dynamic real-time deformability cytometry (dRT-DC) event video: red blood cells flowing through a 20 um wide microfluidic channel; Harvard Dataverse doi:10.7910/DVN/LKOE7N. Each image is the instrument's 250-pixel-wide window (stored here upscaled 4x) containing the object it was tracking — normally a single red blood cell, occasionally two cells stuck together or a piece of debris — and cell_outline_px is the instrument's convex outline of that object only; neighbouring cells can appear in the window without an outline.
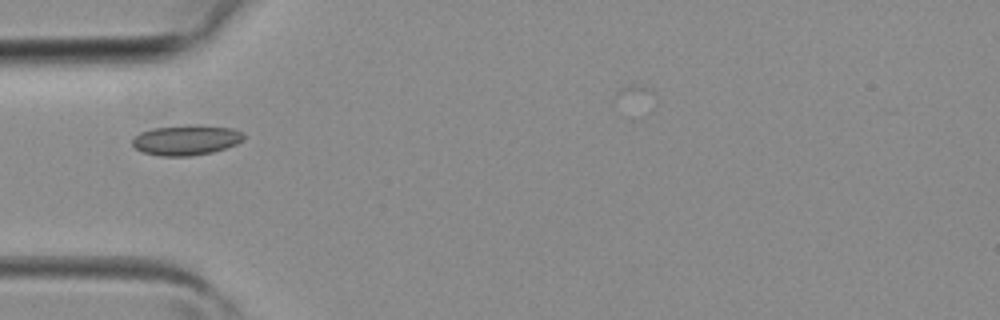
{"species": "common noctule bat (a hibernating species)", "species_latin": "Nyctalus noctula", "temperature_condition": "room temperature", "stored_images_in_passage": 5, "camera_frame_rate_fps": 3000, "um_per_image_px": 0.085, "animal": {"sex": "female", "body_mass_g": 19.3, "forearm_length_mm": 54.1}, "frame": {"image": 1, "passage_image": 4, "time_ms": 1.0, "image_size_px": [1000, 320], "cell_outline_px": [[244, 140], [236, 144], [212, 152], [192, 156], [160, 156], [144, 152], [136, 148], [132, 144], [132, 140], [140, 132], [152, 128], [232, 128], [244, 132]], "centroid_in_image_um": [15.82, 11.96], "position_along_channel_um": 69.2, "area_um2": 18.5}}
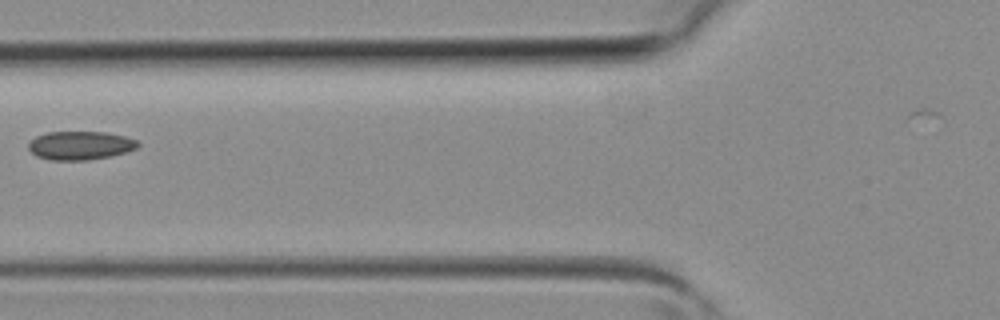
{"frame": {"image": 2, "passage_image": 5, "time_ms": 1.333, "image_size_px": [1000, 320], "cell_outline_px": [[140, 144], [136, 148], [128, 152], [88, 160], [52, 160], [36, 156], [28, 148], [28, 144], [36, 136], [48, 132], [104, 132], [124, 136], [136, 140]], "centroid_in_image_um": [6.82, 12.36], "position_along_channel_um": 119.0, "area_um2": 18.09}}